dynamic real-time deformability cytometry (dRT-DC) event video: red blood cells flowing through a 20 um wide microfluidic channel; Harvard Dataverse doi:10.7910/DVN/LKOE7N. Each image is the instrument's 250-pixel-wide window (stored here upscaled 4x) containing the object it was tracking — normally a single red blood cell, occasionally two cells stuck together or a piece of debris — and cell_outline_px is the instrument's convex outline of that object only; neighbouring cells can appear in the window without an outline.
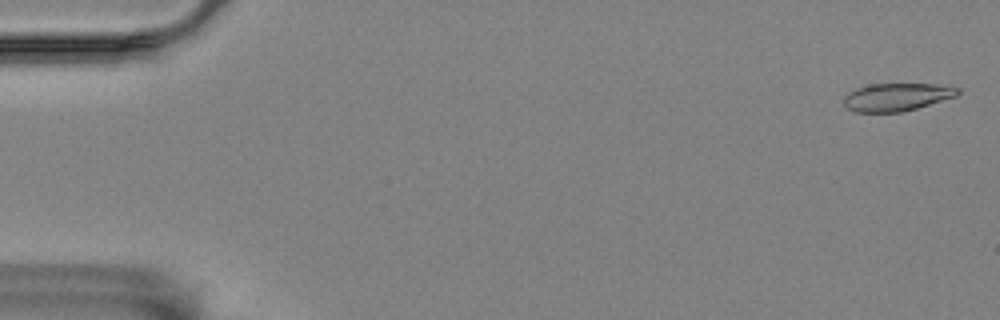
{"species": "Egyptian fruit bat (a non-hibernating species)", "species_latin": "Rousettus aegyptiacus", "temperature_condition": "room temperature", "stored_images_in_passage": 57, "camera_frame_rate_fps": 3000, "um_per_image_px": 0.085, "animal": {"sex": "female"}, "frame": {"image": 1, "passage_image": 2, "time_ms": 0.333, "image_size_px": [1000, 320], "cell_outline_px": [[960, 92], [956, 96], [916, 108], [900, 112], [856, 112], [848, 108], [844, 104], [844, 96], [848, 92], [856, 88], [872, 84], [936, 84], [960, 88]], "centroid_in_image_um": [76.21, 8.24], "position_along_channel_um": 8.8, "area_um2": 18.32}}
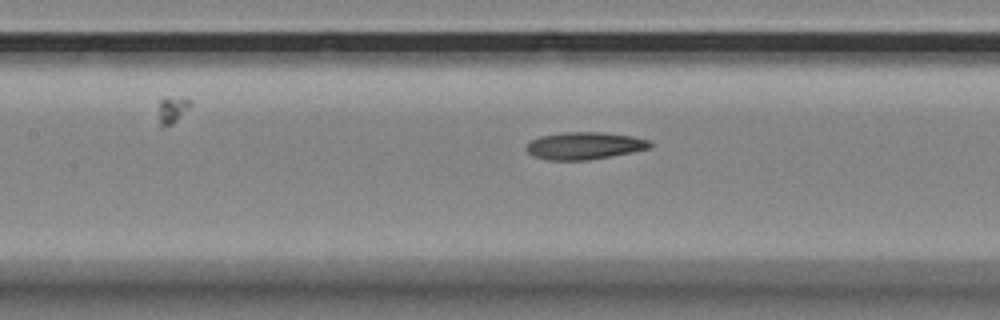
{"frame": {"image": 2, "passage_image": 26, "time_ms": 8.333, "image_size_px": [1000, 320], "cell_outline_px": [[652, 148], [632, 152], [588, 160], [548, 160], [532, 156], [524, 148], [532, 140], [540, 136], [560, 132], [600, 132], [632, 136], [648, 140], [652, 144]], "centroid_in_image_um": [49.66, 12.38], "position_along_channel_um": 157.7, "area_um2": 19.71}}
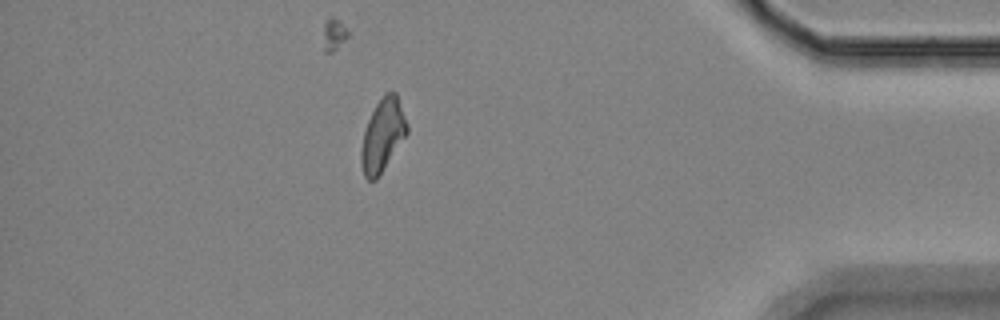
{"frame": {"image": 3, "passage_image": 50, "time_ms": 16.333, "image_size_px": [1000, 320], "cell_outline_px": [[408, 132], [376, 180], [368, 180], [364, 176], [360, 160], [360, 152], [364, 132], [368, 120], [376, 104], [384, 92], [396, 92], [408, 124]], "centroid_in_image_um": [32.52, 11.48], "position_along_channel_um": 402.7, "area_um2": 19.25}}